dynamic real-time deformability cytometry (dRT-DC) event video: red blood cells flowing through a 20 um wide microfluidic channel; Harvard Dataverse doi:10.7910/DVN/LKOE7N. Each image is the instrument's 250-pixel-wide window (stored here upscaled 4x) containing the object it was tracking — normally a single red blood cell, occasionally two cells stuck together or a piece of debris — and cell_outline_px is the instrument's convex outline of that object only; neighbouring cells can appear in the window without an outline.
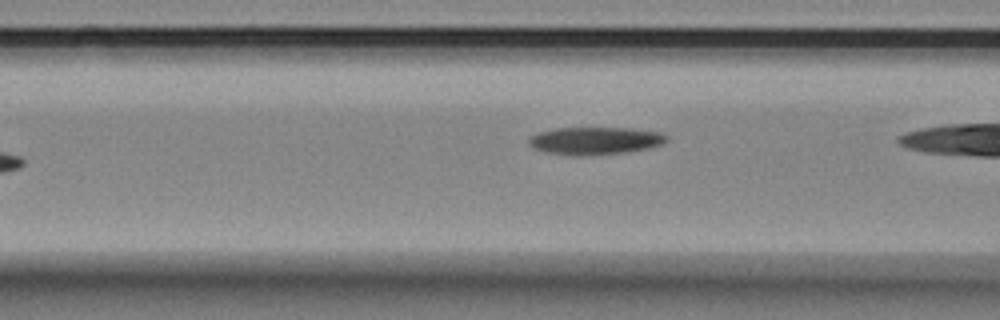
{"species": "Egyptian fruit bat (a non-hibernating species)", "species_latin": "Rousettus aegyptiacus", "temperature_condition": "room temperature", "stored_images_in_passage": 14, "camera_frame_rate_fps": 3000, "um_per_image_px": 0.085, "animal": {"sex": "female"}, "frame": {"image": 1, "passage_image": 4, "time_ms": 4.0, "image_size_px": [1000, 320], "cell_outline_px": [[668, 140], [660, 144], [648, 148], [628, 152], [584, 156], [572, 156], [548, 152], [532, 148], [528, 144], [528, 140], [532, 136], [540, 132], [556, 128], [628, 128], [660, 132], [668, 136]], "centroid_in_image_um": [50.58, 11.97], "position_along_channel_um": 116.0, "area_um2": 22.14}}